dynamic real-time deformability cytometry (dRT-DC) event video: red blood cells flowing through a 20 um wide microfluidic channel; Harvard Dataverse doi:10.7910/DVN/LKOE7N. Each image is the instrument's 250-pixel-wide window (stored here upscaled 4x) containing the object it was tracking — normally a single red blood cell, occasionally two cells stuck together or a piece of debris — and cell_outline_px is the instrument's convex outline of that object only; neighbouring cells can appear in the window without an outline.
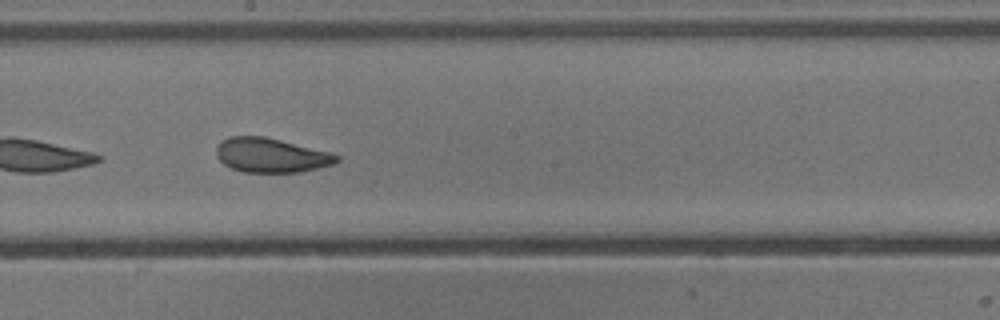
{"species": "common noctule bat (a hibernating species)", "species_latin": "Nyctalus noctula", "temperature_condition": "cold", "stored_images_in_passage": 25, "camera_frame_rate_fps": 3000, "um_per_image_px": 0.085, "animal": {"sex": "male", "body_mass_g": 13.3}, "frame": {"image": 1, "passage_image": 15, "time_ms": 4.667, "image_size_px": [1000, 320], "cell_outline_px": [[340, 160], [332, 164], [300, 172], [244, 172], [232, 168], [224, 164], [216, 156], [216, 148], [220, 140], [228, 136], [264, 136], [332, 152], [340, 156]], "centroid_in_image_um": [23.03, 13.18], "position_along_channel_um": 225.2, "area_um2": 24.22}}